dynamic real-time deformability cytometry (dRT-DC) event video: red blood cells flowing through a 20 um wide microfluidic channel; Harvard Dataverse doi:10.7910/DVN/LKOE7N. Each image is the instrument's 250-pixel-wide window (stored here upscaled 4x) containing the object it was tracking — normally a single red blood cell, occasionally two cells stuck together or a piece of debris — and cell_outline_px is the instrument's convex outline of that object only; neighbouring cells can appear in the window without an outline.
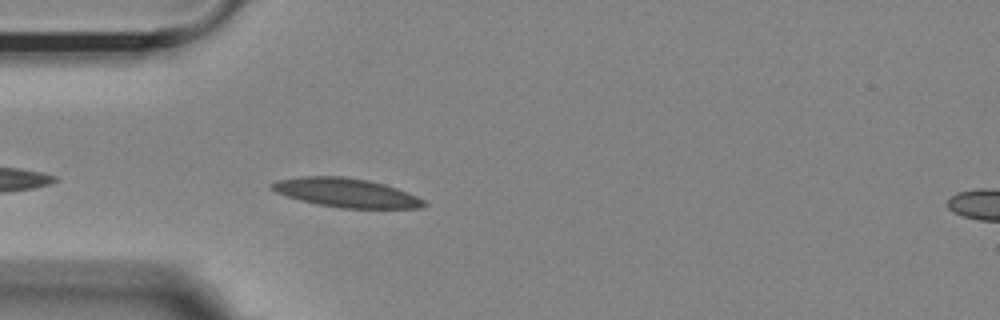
{"species": "Egyptian fruit bat (a non-hibernating species)", "species_latin": "Rousettus aegyptiacus", "temperature_condition": "room temperature", "stored_images_in_passage": 7, "camera_frame_rate_fps": 3000, "um_per_image_px": 0.085, "animal": {"sex": "female"}, "frame": {"image": 1, "passage_image": 3, "time_ms": 0.667, "image_size_px": [1000, 320], "cell_outline_px": [[428, 204], [420, 208], [340, 208], [316, 204], [300, 200], [276, 192], [268, 188], [268, 184], [276, 180], [300, 176], [344, 176], [368, 180], [384, 184], [396, 188], [416, 196], [424, 200]], "centroid_in_image_um": [29.37, 16.37], "position_along_channel_um": 55.6, "area_um2": 25.78}}
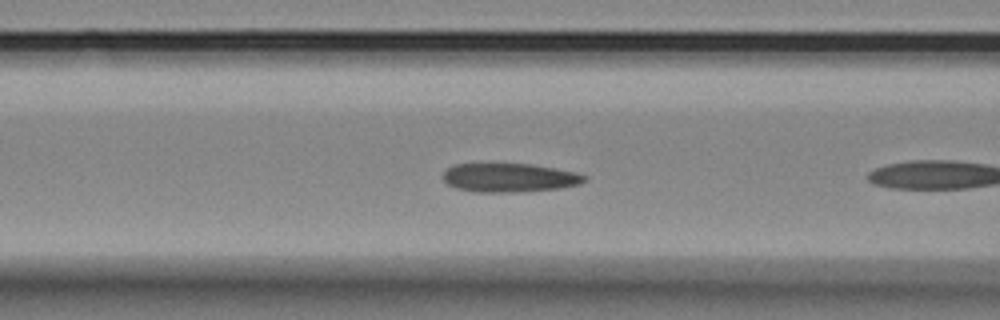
{"frame": {"image": 2, "passage_image": 6, "time_ms": 1.667, "image_size_px": [1000, 320], "cell_outline_px": [[588, 180], [580, 184], [560, 188], [524, 192], [476, 192], [456, 188], [448, 184], [444, 180], [444, 172], [448, 168], [456, 164], [528, 164], [576, 172], [588, 176]], "centroid_in_image_um": [43.34, 15.11], "position_along_channel_um": 123.3, "area_um2": 23.7}}